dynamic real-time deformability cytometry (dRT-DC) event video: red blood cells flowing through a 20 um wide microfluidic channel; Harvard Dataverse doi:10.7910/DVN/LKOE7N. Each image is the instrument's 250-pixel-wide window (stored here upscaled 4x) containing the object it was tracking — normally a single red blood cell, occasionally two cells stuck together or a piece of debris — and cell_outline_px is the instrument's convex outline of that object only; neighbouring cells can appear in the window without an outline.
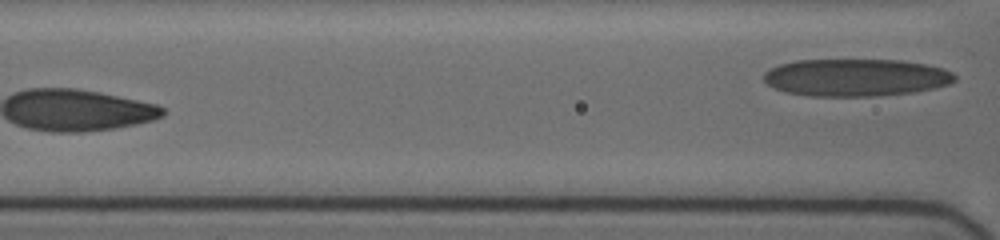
{"species": "human", "species_latin": "Homo sapiens", "temperature_condition": "cold", "stored_images_in_passage": 11, "segment_of_instrument_passage": [2, 2], "camera_frame_rate_fps": 3000, "um_per_image_px": 0.085, "donor": {"sex": "female"}, "frame": {"image": 1, "passage_image": 11, "time_ms": 7.333, "image_size_px": [1000, 240], "cell_outline_px": [[956, 80], [948, 84], [932, 88], [912, 92], [872, 96], [812, 96], [784, 92], [772, 88], [764, 80], [764, 72], [780, 64], [796, 60], [904, 60], [928, 64], [944, 68], [952, 72], [956, 76]], "centroid_in_image_um": [72.75, 6.58], "position_along_channel_um": 93.9, "area_um2": 41.73}}